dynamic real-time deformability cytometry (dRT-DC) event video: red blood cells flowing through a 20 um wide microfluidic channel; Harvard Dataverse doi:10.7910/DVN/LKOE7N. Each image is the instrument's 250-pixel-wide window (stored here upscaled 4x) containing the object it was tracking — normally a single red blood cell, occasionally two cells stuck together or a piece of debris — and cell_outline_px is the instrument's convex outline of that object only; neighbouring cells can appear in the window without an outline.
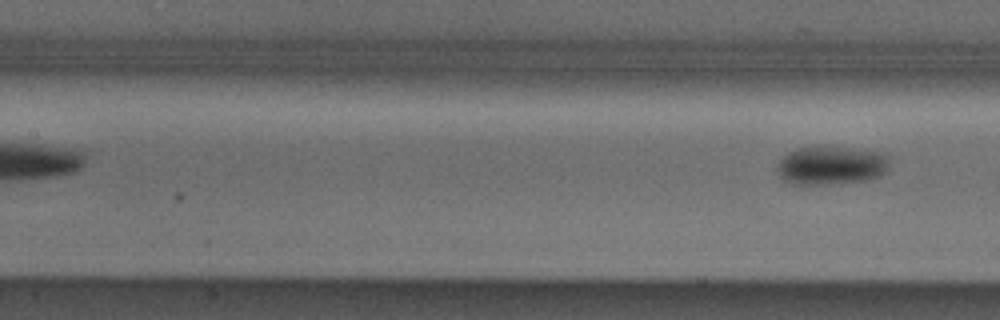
{"species": "Egyptian fruit bat (a non-hibernating species)", "species_latin": "Rousettus aegyptiacus", "temperature_condition": "cold", "stored_images_in_passage": 8, "segment_of_instrument_passage": [2, 2], "camera_frame_rate_fps": 3000, "um_per_image_px": 0.085, "animal": {"sex": "male"}, "frame": {"image": 1, "passage_image": 8, "time_ms": 2.333, "image_size_px": [1000, 320], "cell_outline_px": [[888, 164], [884, 172], [880, 176], [868, 180], [820, 184], [788, 184], [776, 172], [776, 164], [788, 152], [796, 148], [828, 144], [876, 152], [888, 156]], "centroid_in_image_um": [70.58, 14.03], "position_along_channel_um": 136.8, "area_um2": 25.61}}